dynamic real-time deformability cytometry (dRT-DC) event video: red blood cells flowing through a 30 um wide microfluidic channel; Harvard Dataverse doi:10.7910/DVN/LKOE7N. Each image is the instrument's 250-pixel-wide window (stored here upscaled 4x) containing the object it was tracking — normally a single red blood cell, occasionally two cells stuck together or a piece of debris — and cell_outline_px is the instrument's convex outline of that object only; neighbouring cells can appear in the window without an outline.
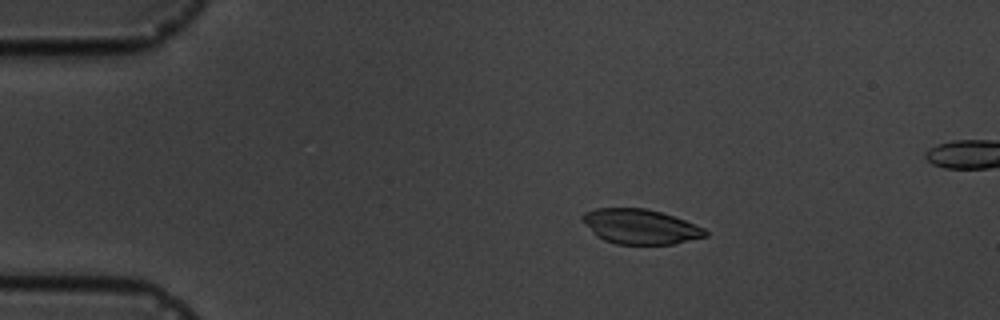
{"species": "common noctule bat (a hibernating species)", "species_latin": "Nyctalus noctula", "temperature_condition": "cold", "stored_images_in_passage": 4, "segment_of_instrument_passage": [1, 2], "camera_frame_rate_fps": 3000, "um_per_image_px": 0.085, "animal": {"sex": "male", "body_mass_g": 19.5, "forearm_length_mm": 54.6}, "frame": {"image": 1, "passage_image": 2, "time_ms": 1.0, "image_size_px": [1000, 320], "cell_outline_px": [[708, 236], [672, 244], [616, 244], [604, 240], [596, 236], [580, 220], [580, 216], [584, 212], [596, 208], [644, 208], [660, 212], [684, 220], [704, 228], [708, 232]], "centroid_in_image_um": [54.38, 19.26], "position_along_channel_um": 30.6, "area_um2": 24.97}}